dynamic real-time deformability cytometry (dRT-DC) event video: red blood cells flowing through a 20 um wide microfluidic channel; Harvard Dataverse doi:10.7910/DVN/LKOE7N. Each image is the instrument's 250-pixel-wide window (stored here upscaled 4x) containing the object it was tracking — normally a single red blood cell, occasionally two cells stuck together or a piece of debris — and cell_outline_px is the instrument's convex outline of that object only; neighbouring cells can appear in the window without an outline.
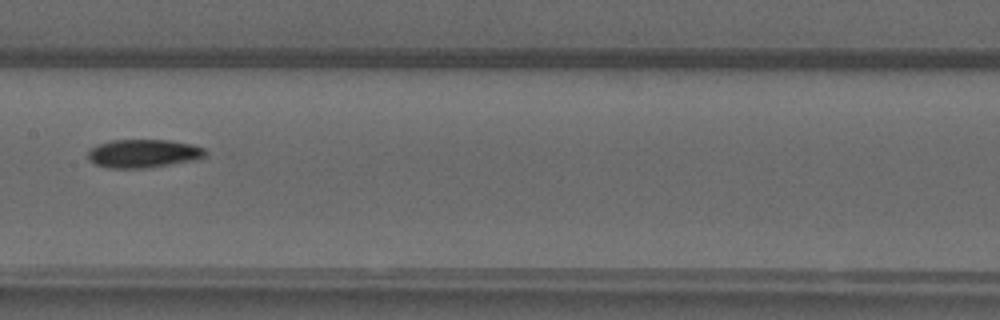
{"species": "common noctule bat (a hibernating species)", "species_latin": "Nyctalus noctula", "temperature_condition": "warm", "stored_images_in_passage": 41, "camera_frame_rate_fps": 3000, "um_per_image_px": 0.085, "animal": {"sex": "male", "forearm_length_mm": 52.5}, "frame": {"image": 1, "passage_image": 16, "time_ms": 5.0, "image_size_px": [1000, 320], "cell_outline_px": [[208, 156], [200, 160], [148, 168], [104, 168], [88, 160], [88, 152], [96, 144], [108, 140], [172, 140], [192, 144], [204, 148], [208, 152]], "centroid_in_image_um": [12.25, 13.05], "position_along_channel_um": 195.2, "area_um2": 20.0}}
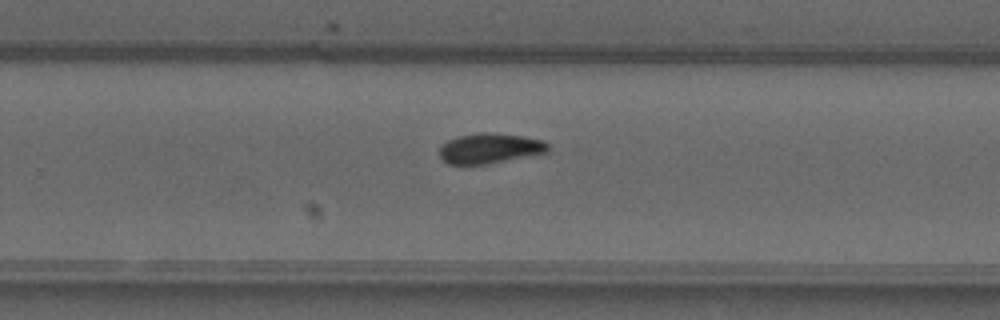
{"frame": {"image": 2, "passage_image": 23, "time_ms": 7.333, "image_size_px": [1000, 320], "cell_outline_px": [[548, 152], [488, 164], [448, 164], [440, 156], [440, 144], [456, 136], [476, 132], [496, 132], [524, 136], [544, 140], [548, 144]], "centroid_in_image_um": [41.63, 12.58], "position_along_channel_um": 288.2, "area_um2": 19.36}}
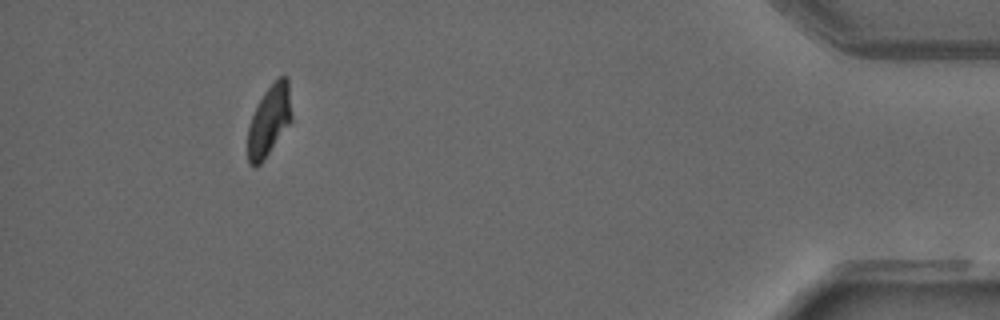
{"frame": {"image": 3, "passage_image": 37, "time_ms": 12.0, "image_size_px": [1000, 320], "cell_outline_px": [[292, 120], [260, 164], [248, 164], [248, 128], [252, 116], [264, 92], [284, 72], [288, 76], [292, 116]], "centroid_in_image_um": [22.9, 10.19], "position_along_channel_um": 412.3, "area_um2": 17.74}, "authors_computed_cell_mechanics": {"area_um2": 19.1896, "velocity_mm_per_s": 4.0103, "shape_relaxation_time_tau1_ms": 4.9567, "shape_relaxation_time_tau2_ms": 5.8651, "deformation_change_tau1": 0.171, "deformation_change_tau2": 0.1061}}